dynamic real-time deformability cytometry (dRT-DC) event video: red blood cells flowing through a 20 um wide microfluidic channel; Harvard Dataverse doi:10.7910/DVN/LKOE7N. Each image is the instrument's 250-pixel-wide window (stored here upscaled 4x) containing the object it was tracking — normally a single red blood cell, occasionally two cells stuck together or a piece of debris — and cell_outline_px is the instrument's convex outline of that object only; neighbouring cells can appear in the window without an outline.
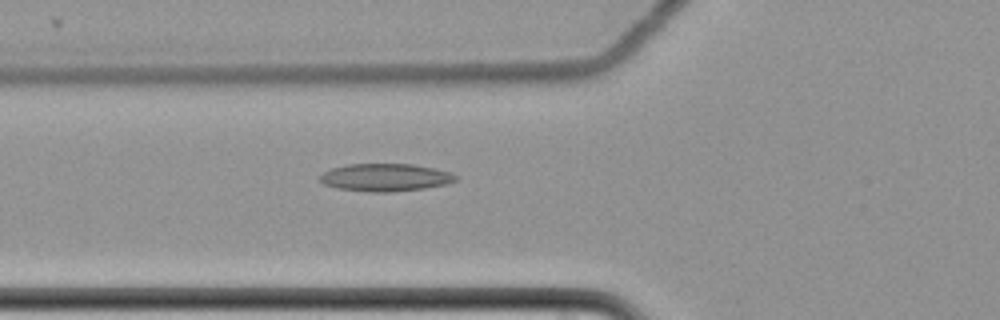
{"species": "common noctule bat (a hibernating species)", "species_latin": "Nyctalus noctula", "temperature_condition": "cold", "stored_images_in_passage": 57, "camera_frame_rate_fps": 3000, "um_per_image_px": 0.085, "animal": {"sex": "female", "body_mass_g": 22.7, "forearm_length_mm": 54.2}, "frame": {"image": 1, "passage_image": 23, "time_ms": 7.333, "image_size_px": [1000, 320], "cell_outline_px": [[460, 180], [448, 184], [424, 188], [392, 192], [368, 192], [336, 188], [324, 184], [320, 180], [320, 176], [324, 172], [332, 168], [348, 164], [412, 164], [432, 168], [448, 172], [460, 176]], "centroid_in_image_um": [32.79, 15.09], "position_along_channel_um": 93.0, "area_um2": 21.96}}
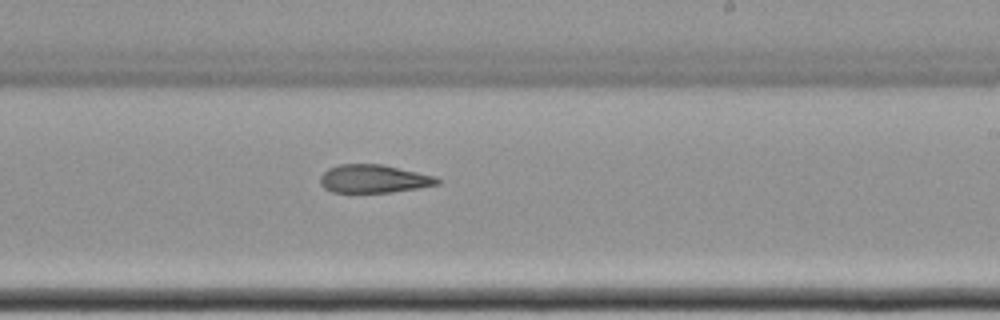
{"frame": {"image": 2, "passage_image": 37, "time_ms": 12.0, "image_size_px": [1000, 320], "cell_outline_px": [[440, 184], [392, 192], [332, 192], [324, 188], [320, 184], [320, 176], [328, 168], [340, 164], [384, 164], [436, 176], [440, 180]], "centroid_in_image_um": [31.77, 15.19], "position_along_channel_um": 257.2, "area_um2": 19.31}}
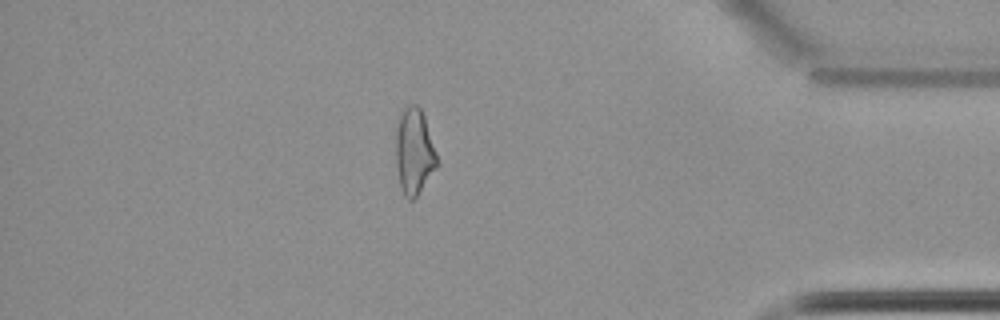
{"frame": {"image": 3, "passage_image": 52, "time_ms": 17.0, "image_size_px": [1000, 320], "cell_outline_px": [[440, 164], [416, 196], [412, 200], [408, 200], [404, 196], [400, 188], [396, 164], [396, 132], [400, 116], [404, 108], [408, 104], [416, 104], [420, 108], [424, 116]], "centroid_in_image_um": [35.21, 12.91], "position_along_channel_um": 400.0, "area_um2": 20.69}}